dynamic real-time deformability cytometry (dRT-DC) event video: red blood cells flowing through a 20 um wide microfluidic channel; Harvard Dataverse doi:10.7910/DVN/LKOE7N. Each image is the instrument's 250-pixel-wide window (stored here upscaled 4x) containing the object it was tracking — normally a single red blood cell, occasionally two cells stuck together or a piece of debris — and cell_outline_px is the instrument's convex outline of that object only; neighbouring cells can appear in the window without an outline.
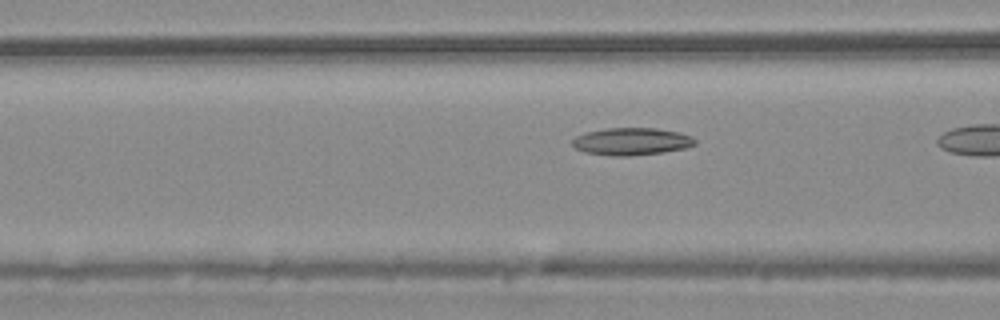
{"species": "common noctule bat (a hibernating species)", "species_latin": "Nyctalus noctula", "temperature_condition": "warm", "stored_images_in_passage": 18, "camera_frame_rate_fps": 3000, "um_per_image_px": 0.085, "animal": {"sex": "male", "body_mass_g": 20.4}, "frame": {"image": 1, "passage_image": 16, "time_ms": 5.0, "image_size_px": [1000, 320], "cell_outline_px": [[696, 144], [684, 148], [664, 152], [628, 156], [612, 156], [584, 152], [576, 148], [572, 144], [572, 140], [576, 136], [588, 132], [608, 128], [656, 128], [680, 132], [692, 136], [696, 140]], "centroid_in_image_um": [53.7, 12.02], "position_along_channel_um": 112.9, "area_um2": 19.54}}